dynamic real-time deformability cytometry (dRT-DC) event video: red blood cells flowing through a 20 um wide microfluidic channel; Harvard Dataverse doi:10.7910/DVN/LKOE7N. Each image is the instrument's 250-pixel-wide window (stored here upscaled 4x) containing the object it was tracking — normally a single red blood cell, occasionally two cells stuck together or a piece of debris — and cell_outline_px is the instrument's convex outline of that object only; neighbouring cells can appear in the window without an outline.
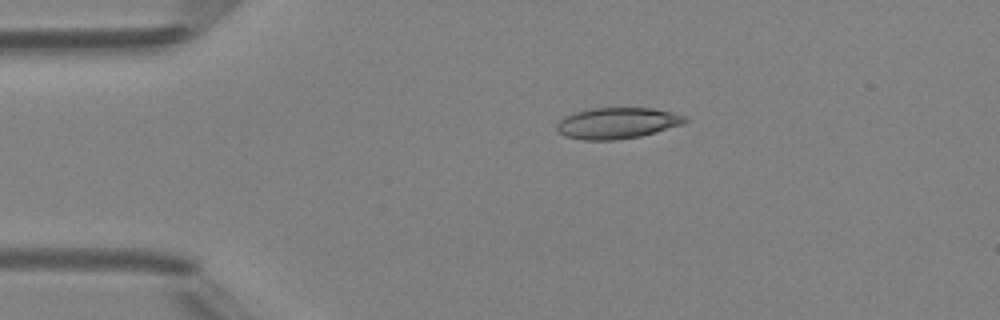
{"species": "Egyptian fruit bat (a non-hibernating species)", "species_latin": "Rousettus aegyptiacus", "temperature_condition": "room temperature", "stored_images_in_passage": 4, "camera_frame_rate_fps": 3000, "um_per_image_px": 0.085, "animal": {"sex": "female"}, "frame": {"image": 1, "passage_image": 3, "time_ms": 2.333, "image_size_px": [1000, 320], "cell_outline_px": [[688, 120], [684, 124], [640, 136], [616, 140], [584, 140], [564, 136], [556, 132], [556, 124], [564, 116], [576, 112], [592, 108], [652, 108], [672, 112], [684, 116]], "centroid_in_image_um": [52.43, 10.47], "position_along_channel_um": 32.6, "area_um2": 23.29}}